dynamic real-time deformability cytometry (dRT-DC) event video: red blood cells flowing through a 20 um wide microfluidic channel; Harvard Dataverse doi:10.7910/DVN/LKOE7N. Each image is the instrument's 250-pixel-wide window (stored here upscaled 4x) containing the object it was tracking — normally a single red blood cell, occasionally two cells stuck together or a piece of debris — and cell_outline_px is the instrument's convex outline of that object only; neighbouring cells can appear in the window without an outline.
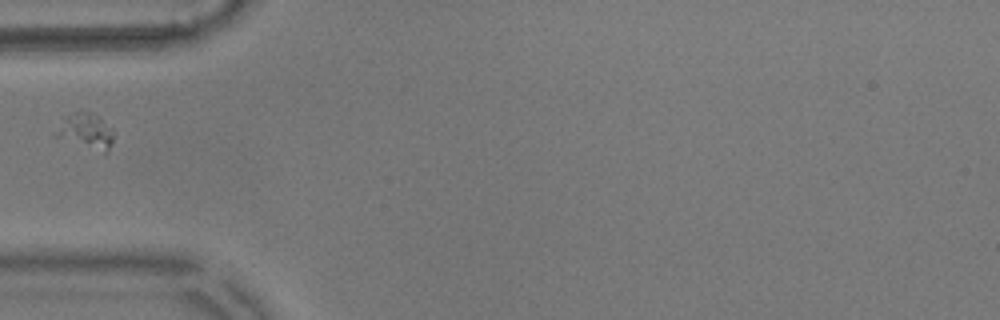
{"species": "common noctule bat (a hibernating species)", "species_latin": "Nyctalus noctula", "temperature_condition": "warm", "stored_images_in_passage": 39, "camera_frame_rate_fps": 3000, "um_per_image_px": 0.085, "animal": {"sex": "male", "body_mass_g": 17.9}, "frame": {"image": 1, "passage_image": 1, "time_ms": 0.0, "image_size_px": [1000, 320], "cell_outline_px": [[112, 144], [108, 152], [104, 152], [56, 136], [64, 116], [76, 112], [92, 112], [100, 116], [112, 128]], "centroid_in_image_um": [7.38, 11.11], "position_along_channel_um": 77.6, "area_um2": 11.33}}
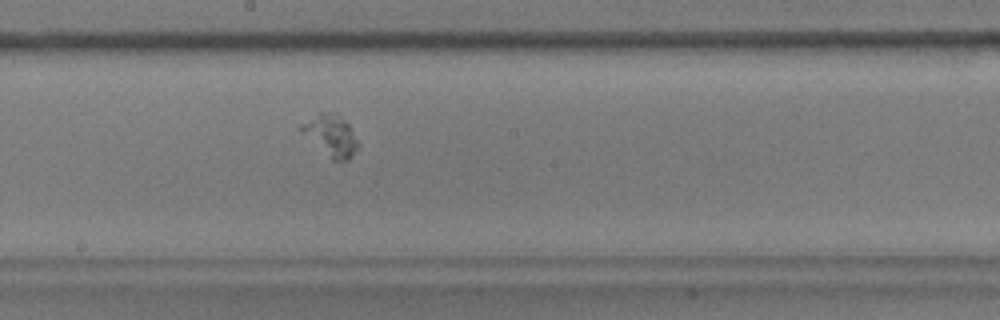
{"frame": {"image": 2, "passage_image": 13, "time_ms": 4.0, "image_size_px": [1000, 320], "cell_outline_px": [[360, 148], [348, 160], [332, 160], [300, 128], [300, 124], [320, 112], [332, 112], [344, 120], [348, 124], [360, 144]], "centroid_in_image_um": [28.2, 11.52], "position_along_channel_um": 220.0, "area_um2": 13.18}}
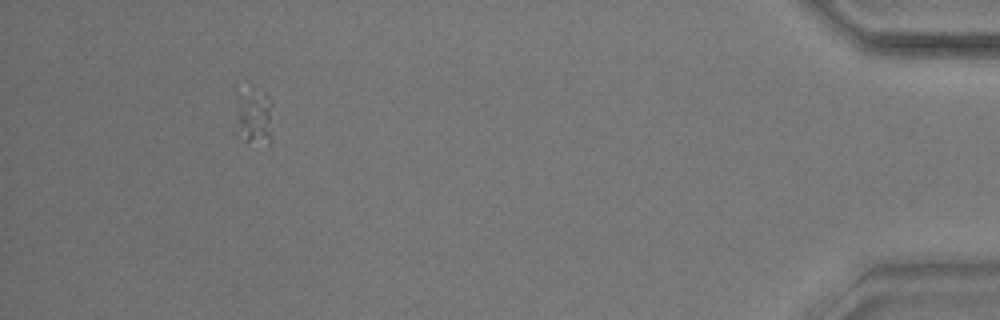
{"frame": {"image": 3, "passage_image": 35, "time_ms": 11.333, "image_size_px": [1000, 320], "cell_outline_px": [[272, 136], [268, 144], [244, 140], [236, 120], [236, 84], [252, 88], [264, 92], [272, 100]], "centroid_in_image_um": [21.59, 9.73], "position_along_channel_um": 413.6, "area_um2": 12.89}}